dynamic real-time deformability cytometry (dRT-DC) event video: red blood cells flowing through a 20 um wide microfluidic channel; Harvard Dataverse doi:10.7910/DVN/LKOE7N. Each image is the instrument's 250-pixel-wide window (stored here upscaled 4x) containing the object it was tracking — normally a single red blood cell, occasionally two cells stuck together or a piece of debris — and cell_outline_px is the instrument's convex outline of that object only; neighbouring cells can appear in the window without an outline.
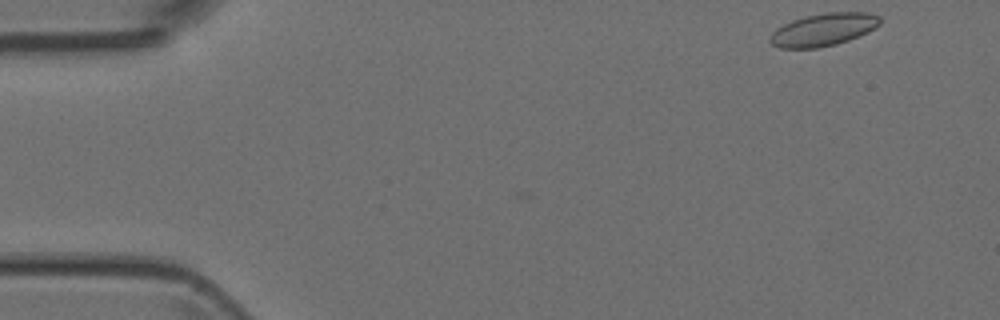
{"species": "Egyptian fruit bat (a non-hibernating species)", "species_latin": "Rousettus aegyptiacus", "temperature_condition": "room temperature", "stored_images_in_passage": 4, "camera_frame_rate_fps": 3000, "um_per_image_px": 0.085, "animal": {"sex": "female"}, "frame": {"image": 1, "passage_image": 1, "time_ms": 0.0, "image_size_px": [1000, 320], "cell_outline_px": [[880, 24], [876, 28], [868, 32], [848, 40], [836, 44], [816, 48], [780, 48], [772, 44], [768, 40], [768, 36], [776, 28], [792, 20], [804, 16], [828, 12], [868, 12], [880, 16]], "centroid_in_image_um": [69.98, 2.51], "position_along_channel_um": 15.0, "area_um2": 21.04}}